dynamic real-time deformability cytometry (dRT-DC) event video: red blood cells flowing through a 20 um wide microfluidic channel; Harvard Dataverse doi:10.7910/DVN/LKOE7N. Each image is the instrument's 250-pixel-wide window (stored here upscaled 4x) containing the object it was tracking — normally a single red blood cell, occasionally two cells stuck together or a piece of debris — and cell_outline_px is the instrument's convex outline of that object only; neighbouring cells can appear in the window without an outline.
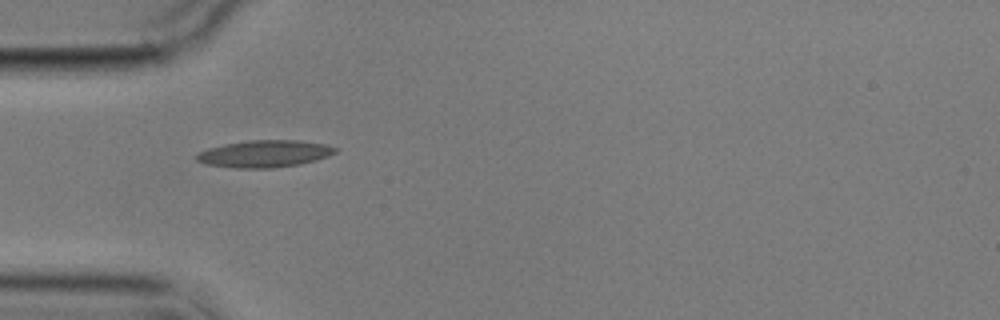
{"species": "common noctule bat (a hibernating species)", "species_latin": "Nyctalus noctula", "temperature_condition": "cold", "stored_images_in_passage": 2, "camera_frame_rate_fps": 3000, "um_per_image_px": 0.085, "animal": {"sex": "male", "body_mass_g": 17.9}, "frame": {"image": 1, "passage_image": 1, "time_ms": 0.0, "image_size_px": [1000, 320], "cell_outline_px": [[336, 152], [328, 156], [316, 160], [300, 164], [272, 168], [236, 168], [204, 164], [196, 160], [196, 156], [200, 152], [208, 148], [224, 144], [248, 140], [300, 140], [324, 144], [336, 148]], "centroid_in_image_um": [22.47, 13.07], "position_along_channel_um": 62.5, "area_um2": 21.85}}
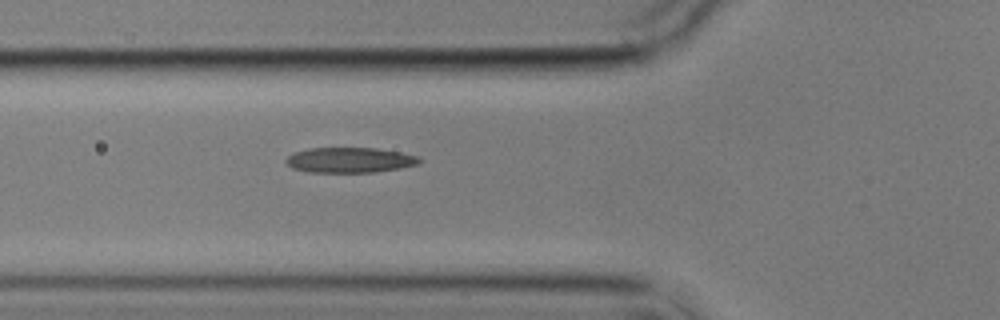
{"frame": {"image": 2, "passage_image": 2, "time_ms": 1.0, "image_size_px": [1000, 320], "cell_outline_px": [[420, 164], [400, 168], [372, 172], [308, 172], [292, 168], [284, 160], [288, 156], [296, 152], [308, 148], [376, 148], [400, 152], [420, 156]], "centroid_in_image_um": [29.74, 13.6], "position_along_channel_um": 96.1, "area_um2": 19.59}}